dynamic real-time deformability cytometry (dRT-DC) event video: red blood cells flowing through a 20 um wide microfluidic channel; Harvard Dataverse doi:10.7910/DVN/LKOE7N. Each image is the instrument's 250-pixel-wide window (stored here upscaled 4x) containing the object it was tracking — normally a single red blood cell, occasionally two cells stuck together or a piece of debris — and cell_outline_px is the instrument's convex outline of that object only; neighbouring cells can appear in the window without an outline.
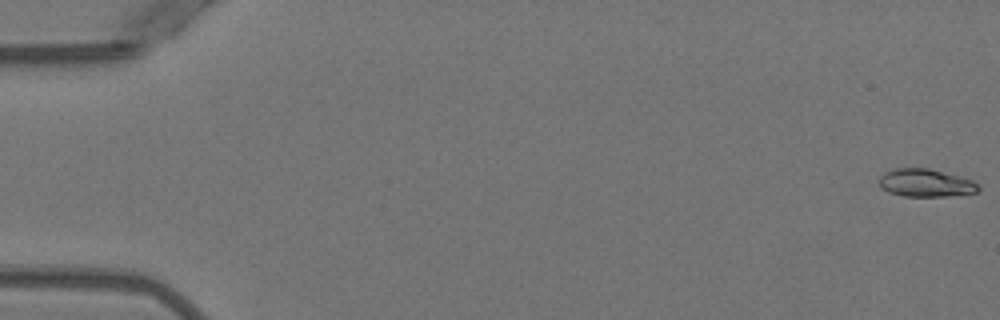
{"species": "Egyptian fruit bat (a non-hibernating species)", "species_latin": "Rousettus aegyptiacus", "temperature_condition": "warm", "stored_images_in_passage": 15, "camera_frame_rate_fps": 3000, "um_per_image_px": 0.085, "animal": {"sex": "female"}, "frame": {"image": 1, "passage_image": 1, "time_ms": 0.0, "image_size_px": [1000, 320], "cell_outline_px": [[980, 188], [976, 192], [960, 196], [904, 196], [888, 192], [880, 188], [880, 176], [884, 172], [896, 168], [928, 168], [960, 176], [972, 180], [980, 184]], "centroid_in_image_um": [78.71, 15.56], "position_along_channel_um": 6.3, "area_um2": 16.3}}
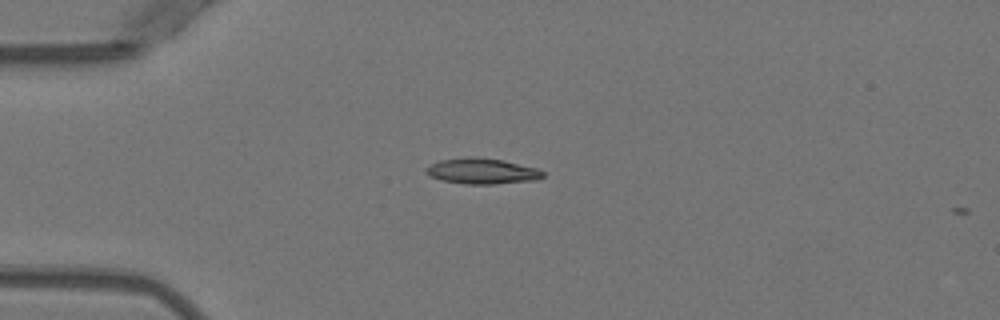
{"frame": {"image": 2, "passage_image": 14, "time_ms": 4.333, "image_size_px": [1000, 320], "cell_outline_px": [[544, 176], [536, 180], [492, 184], [468, 184], [440, 180], [424, 172], [424, 168], [440, 160], [472, 156], [504, 160], [536, 168], [544, 172]], "centroid_in_image_um": [40.96, 14.54], "position_along_channel_um": 44.0, "area_um2": 17.46}}